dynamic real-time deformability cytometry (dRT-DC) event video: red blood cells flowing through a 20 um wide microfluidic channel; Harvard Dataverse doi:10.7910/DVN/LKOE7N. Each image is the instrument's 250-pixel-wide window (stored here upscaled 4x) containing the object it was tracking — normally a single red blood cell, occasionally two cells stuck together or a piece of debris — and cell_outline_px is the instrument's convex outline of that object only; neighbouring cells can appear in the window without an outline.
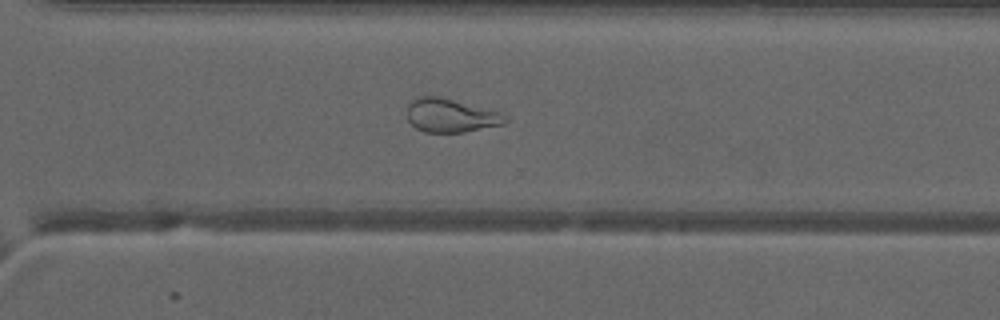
{"species": "common noctule bat (a hibernating species)", "species_latin": "Nyctalus noctula", "temperature_condition": "warm", "stored_images_in_passage": 52, "camera_frame_rate_fps": 3000, "um_per_image_px": 0.085, "animal": {"sex": "male", "forearm_length_mm": 52.5}, "frame": {"image": 1, "passage_image": 38, "time_ms": 12.333, "image_size_px": [1000, 320], "cell_outline_px": [[508, 120], [504, 124], [464, 132], [424, 132], [416, 128], [408, 120], [408, 104], [416, 96], [440, 96], [500, 112]], "centroid_in_image_um": [38.29, 9.81], "position_along_channel_um": 332.3, "area_um2": 19.13}}
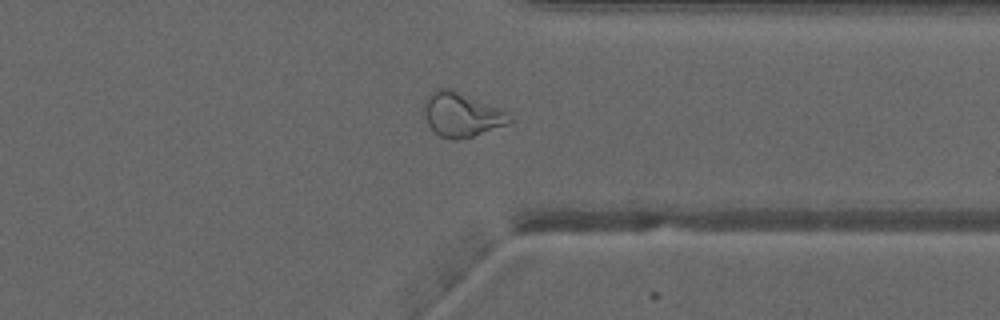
{"frame": {"image": 2, "passage_image": 41, "time_ms": 13.333, "image_size_px": [1000, 320], "cell_outline_px": [[512, 120], [508, 124], [472, 136], [456, 140], [452, 140], [440, 136], [428, 124], [424, 112], [424, 104], [428, 96], [436, 88], [452, 88], [504, 108], [512, 116]], "centroid_in_image_um": [39.29, 9.71], "position_along_channel_um": 372.1, "area_um2": 22.31}}
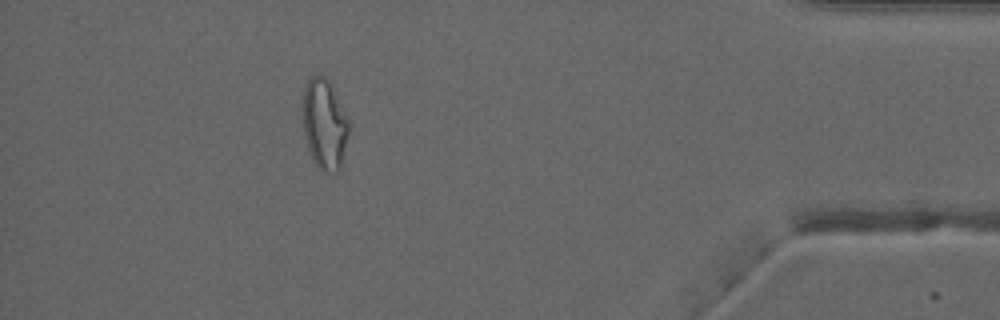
{"frame": {"image": 3, "passage_image": 47, "time_ms": 15.333, "image_size_px": [1000, 320], "cell_outline_px": [[348, 132], [340, 168], [336, 172], [320, 172], [312, 160], [308, 148], [300, 116], [300, 108], [304, 88], [308, 80], [312, 76], [324, 76], [332, 84], [348, 120]], "centroid_in_image_um": [27.52, 10.54], "position_along_channel_um": 407.7, "area_um2": 24.62}, "authors_computed_cell_mechanics": {"area_um2": 25.4609, "velocity_mm_per_s": 4.056, "shape_relaxation_time_tau1_ms": null, "shape_relaxation_time_tau2_ms": 1.6616, "deformation_change_tau1": null, "deformation_change_tau2": 0.096}}